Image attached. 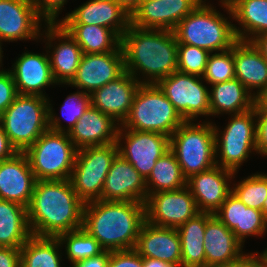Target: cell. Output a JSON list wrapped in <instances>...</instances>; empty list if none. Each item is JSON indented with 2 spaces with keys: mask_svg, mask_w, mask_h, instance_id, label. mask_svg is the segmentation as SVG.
<instances>
[{
  "mask_svg": "<svg viewBox=\"0 0 267 267\" xmlns=\"http://www.w3.org/2000/svg\"><path fill=\"white\" fill-rule=\"evenodd\" d=\"M209 52L187 44H178L177 71L197 76L203 75Z\"/></svg>",
  "mask_w": 267,
  "mask_h": 267,
  "instance_id": "obj_40",
  "label": "cell"
},
{
  "mask_svg": "<svg viewBox=\"0 0 267 267\" xmlns=\"http://www.w3.org/2000/svg\"><path fill=\"white\" fill-rule=\"evenodd\" d=\"M18 92L9 69L0 72V115L12 104Z\"/></svg>",
  "mask_w": 267,
  "mask_h": 267,
  "instance_id": "obj_43",
  "label": "cell"
},
{
  "mask_svg": "<svg viewBox=\"0 0 267 267\" xmlns=\"http://www.w3.org/2000/svg\"><path fill=\"white\" fill-rule=\"evenodd\" d=\"M0 125L17 152H24L48 128V98L18 94L0 115Z\"/></svg>",
  "mask_w": 267,
  "mask_h": 267,
  "instance_id": "obj_7",
  "label": "cell"
},
{
  "mask_svg": "<svg viewBox=\"0 0 267 267\" xmlns=\"http://www.w3.org/2000/svg\"><path fill=\"white\" fill-rule=\"evenodd\" d=\"M61 246H65L64 254L70 264L96 256L104 251L96 238L84 228L60 234L57 237Z\"/></svg>",
  "mask_w": 267,
  "mask_h": 267,
  "instance_id": "obj_37",
  "label": "cell"
},
{
  "mask_svg": "<svg viewBox=\"0 0 267 267\" xmlns=\"http://www.w3.org/2000/svg\"><path fill=\"white\" fill-rule=\"evenodd\" d=\"M210 116L238 114L255 107L256 97L237 78L210 85Z\"/></svg>",
  "mask_w": 267,
  "mask_h": 267,
  "instance_id": "obj_29",
  "label": "cell"
},
{
  "mask_svg": "<svg viewBox=\"0 0 267 267\" xmlns=\"http://www.w3.org/2000/svg\"><path fill=\"white\" fill-rule=\"evenodd\" d=\"M232 183V193L245 206L262 211L267 198V173L256 172Z\"/></svg>",
  "mask_w": 267,
  "mask_h": 267,
  "instance_id": "obj_38",
  "label": "cell"
},
{
  "mask_svg": "<svg viewBox=\"0 0 267 267\" xmlns=\"http://www.w3.org/2000/svg\"><path fill=\"white\" fill-rule=\"evenodd\" d=\"M50 99L48 98V128L49 130L69 133L74 125L81 118L83 113L91 106V96L82 90L77 89V92L70 93L63 104L60 106L61 116L67 125H63L60 117L53 110ZM63 126V127H62Z\"/></svg>",
  "mask_w": 267,
  "mask_h": 267,
  "instance_id": "obj_36",
  "label": "cell"
},
{
  "mask_svg": "<svg viewBox=\"0 0 267 267\" xmlns=\"http://www.w3.org/2000/svg\"><path fill=\"white\" fill-rule=\"evenodd\" d=\"M2 44H3V43L0 41V72L3 71V70H5V69L2 67V65H3V64H2V63H3L2 58H3V56H4V55H3V52H4V51H3V49H2V48H3V47H2V46H3ZM1 67H2V68H1Z\"/></svg>",
  "mask_w": 267,
  "mask_h": 267,
  "instance_id": "obj_52",
  "label": "cell"
},
{
  "mask_svg": "<svg viewBox=\"0 0 267 267\" xmlns=\"http://www.w3.org/2000/svg\"><path fill=\"white\" fill-rule=\"evenodd\" d=\"M201 76L178 71L159 80L156 85L185 121L210 116L209 89Z\"/></svg>",
  "mask_w": 267,
  "mask_h": 267,
  "instance_id": "obj_11",
  "label": "cell"
},
{
  "mask_svg": "<svg viewBox=\"0 0 267 267\" xmlns=\"http://www.w3.org/2000/svg\"><path fill=\"white\" fill-rule=\"evenodd\" d=\"M202 0H144L130 15V25L174 31Z\"/></svg>",
  "mask_w": 267,
  "mask_h": 267,
  "instance_id": "obj_18",
  "label": "cell"
},
{
  "mask_svg": "<svg viewBox=\"0 0 267 267\" xmlns=\"http://www.w3.org/2000/svg\"><path fill=\"white\" fill-rule=\"evenodd\" d=\"M60 248L57 237L32 235L20 248V267H62Z\"/></svg>",
  "mask_w": 267,
  "mask_h": 267,
  "instance_id": "obj_34",
  "label": "cell"
},
{
  "mask_svg": "<svg viewBox=\"0 0 267 267\" xmlns=\"http://www.w3.org/2000/svg\"><path fill=\"white\" fill-rule=\"evenodd\" d=\"M238 40L252 42L267 32V0H228Z\"/></svg>",
  "mask_w": 267,
  "mask_h": 267,
  "instance_id": "obj_30",
  "label": "cell"
},
{
  "mask_svg": "<svg viewBox=\"0 0 267 267\" xmlns=\"http://www.w3.org/2000/svg\"><path fill=\"white\" fill-rule=\"evenodd\" d=\"M125 72L122 51H112L103 54H84L81 57L75 76L68 84L87 94H92L108 82L117 79Z\"/></svg>",
  "mask_w": 267,
  "mask_h": 267,
  "instance_id": "obj_16",
  "label": "cell"
},
{
  "mask_svg": "<svg viewBox=\"0 0 267 267\" xmlns=\"http://www.w3.org/2000/svg\"><path fill=\"white\" fill-rule=\"evenodd\" d=\"M265 105H267V90L259 98Z\"/></svg>",
  "mask_w": 267,
  "mask_h": 267,
  "instance_id": "obj_54",
  "label": "cell"
},
{
  "mask_svg": "<svg viewBox=\"0 0 267 267\" xmlns=\"http://www.w3.org/2000/svg\"><path fill=\"white\" fill-rule=\"evenodd\" d=\"M120 124L92 105L68 133L77 149L116 143Z\"/></svg>",
  "mask_w": 267,
  "mask_h": 267,
  "instance_id": "obj_26",
  "label": "cell"
},
{
  "mask_svg": "<svg viewBox=\"0 0 267 267\" xmlns=\"http://www.w3.org/2000/svg\"><path fill=\"white\" fill-rule=\"evenodd\" d=\"M214 215L243 245L246 238L264 236L267 232V221L262 211L245 206L233 193Z\"/></svg>",
  "mask_w": 267,
  "mask_h": 267,
  "instance_id": "obj_25",
  "label": "cell"
},
{
  "mask_svg": "<svg viewBox=\"0 0 267 267\" xmlns=\"http://www.w3.org/2000/svg\"><path fill=\"white\" fill-rule=\"evenodd\" d=\"M78 149L68 133L47 130L24 153L36 180L70 179Z\"/></svg>",
  "mask_w": 267,
  "mask_h": 267,
  "instance_id": "obj_8",
  "label": "cell"
},
{
  "mask_svg": "<svg viewBox=\"0 0 267 267\" xmlns=\"http://www.w3.org/2000/svg\"><path fill=\"white\" fill-rule=\"evenodd\" d=\"M108 267H144L143 257L134 249L111 251Z\"/></svg>",
  "mask_w": 267,
  "mask_h": 267,
  "instance_id": "obj_44",
  "label": "cell"
},
{
  "mask_svg": "<svg viewBox=\"0 0 267 267\" xmlns=\"http://www.w3.org/2000/svg\"><path fill=\"white\" fill-rule=\"evenodd\" d=\"M119 4L129 15L144 1V0H113Z\"/></svg>",
  "mask_w": 267,
  "mask_h": 267,
  "instance_id": "obj_49",
  "label": "cell"
},
{
  "mask_svg": "<svg viewBox=\"0 0 267 267\" xmlns=\"http://www.w3.org/2000/svg\"><path fill=\"white\" fill-rule=\"evenodd\" d=\"M140 85L139 81L125 71L117 79L90 94L91 105L121 125L129 115Z\"/></svg>",
  "mask_w": 267,
  "mask_h": 267,
  "instance_id": "obj_23",
  "label": "cell"
},
{
  "mask_svg": "<svg viewBox=\"0 0 267 267\" xmlns=\"http://www.w3.org/2000/svg\"><path fill=\"white\" fill-rule=\"evenodd\" d=\"M252 42L262 52V55L267 58V32L259 35Z\"/></svg>",
  "mask_w": 267,
  "mask_h": 267,
  "instance_id": "obj_50",
  "label": "cell"
},
{
  "mask_svg": "<svg viewBox=\"0 0 267 267\" xmlns=\"http://www.w3.org/2000/svg\"><path fill=\"white\" fill-rule=\"evenodd\" d=\"M42 24L46 23L37 14L30 0H0V41L2 43L18 40L41 41Z\"/></svg>",
  "mask_w": 267,
  "mask_h": 267,
  "instance_id": "obj_15",
  "label": "cell"
},
{
  "mask_svg": "<svg viewBox=\"0 0 267 267\" xmlns=\"http://www.w3.org/2000/svg\"><path fill=\"white\" fill-rule=\"evenodd\" d=\"M66 14L61 25L103 26L120 38L130 25V15L113 0H89Z\"/></svg>",
  "mask_w": 267,
  "mask_h": 267,
  "instance_id": "obj_20",
  "label": "cell"
},
{
  "mask_svg": "<svg viewBox=\"0 0 267 267\" xmlns=\"http://www.w3.org/2000/svg\"><path fill=\"white\" fill-rule=\"evenodd\" d=\"M0 267H20V248L0 247Z\"/></svg>",
  "mask_w": 267,
  "mask_h": 267,
  "instance_id": "obj_46",
  "label": "cell"
},
{
  "mask_svg": "<svg viewBox=\"0 0 267 267\" xmlns=\"http://www.w3.org/2000/svg\"><path fill=\"white\" fill-rule=\"evenodd\" d=\"M19 56L9 69L18 94L49 98L44 89L58 83L53 78L47 50L46 53L26 51Z\"/></svg>",
  "mask_w": 267,
  "mask_h": 267,
  "instance_id": "obj_19",
  "label": "cell"
},
{
  "mask_svg": "<svg viewBox=\"0 0 267 267\" xmlns=\"http://www.w3.org/2000/svg\"><path fill=\"white\" fill-rule=\"evenodd\" d=\"M120 46L125 71L141 84H156L177 71L178 42L174 31L129 25Z\"/></svg>",
  "mask_w": 267,
  "mask_h": 267,
  "instance_id": "obj_2",
  "label": "cell"
},
{
  "mask_svg": "<svg viewBox=\"0 0 267 267\" xmlns=\"http://www.w3.org/2000/svg\"><path fill=\"white\" fill-rule=\"evenodd\" d=\"M110 252L111 251L104 250L96 256L77 261L69 267H108Z\"/></svg>",
  "mask_w": 267,
  "mask_h": 267,
  "instance_id": "obj_47",
  "label": "cell"
},
{
  "mask_svg": "<svg viewBox=\"0 0 267 267\" xmlns=\"http://www.w3.org/2000/svg\"><path fill=\"white\" fill-rule=\"evenodd\" d=\"M31 236L27 208L0 199V247L21 248Z\"/></svg>",
  "mask_w": 267,
  "mask_h": 267,
  "instance_id": "obj_31",
  "label": "cell"
},
{
  "mask_svg": "<svg viewBox=\"0 0 267 267\" xmlns=\"http://www.w3.org/2000/svg\"><path fill=\"white\" fill-rule=\"evenodd\" d=\"M262 213L263 216L265 218V220L267 221V198L265 199L264 205H263V209H262Z\"/></svg>",
  "mask_w": 267,
  "mask_h": 267,
  "instance_id": "obj_53",
  "label": "cell"
},
{
  "mask_svg": "<svg viewBox=\"0 0 267 267\" xmlns=\"http://www.w3.org/2000/svg\"><path fill=\"white\" fill-rule=\"evenodd\" d=\"M206 223L207 212H200L177 228L181 241V267H205Z\"/></svg>",
  "mask_w": 267,
  "mask_h": 267,
  "instance_id": "obj_32",
  "label": "cell"
},
{
  "mask_svg": "<svg viewBox=\"0 0 267 267\" xmlns=\"http://www.w3.org/2000/svg\"><path fill=\"white\" fill-rule=\"evenodd\" d=\"M185 120L156 84H141L135 94L124 129L158 132L170 137Z\"/></svg>",
  "mask_w": 267,
  "mask_h": 267,
  "instance_id": "obj_6",
  "label": "cell"
},
{
  "mask_svg": "<svg viewBox=\"0 0 267 267\" xmlns=\"http://www.w3.org/2000/svg\"><path fill=\"white\" fill-rule=\"evenodd\" d=\"M116 144L118 154L146 180L156 161L169 150L170 137L158 132L129 130L119 126Z\"/></svg>",
  "mask_w": 267,
  "mask_h": 267,
  "instance_id": "obj_12",
  "label": "cell"
},
{
  "mask_svg": "<svg viewBox=\"0 0 267 267\" xmlns=\"http://www.w3.org/2000/svg\"><path fill=\"white\" fill-rule=\"evenodd\" d=\"M144 267H181L174 264L160 261L159 259L143 258Z\"/></svg>",
  "mask_w": 267,
  "mask_h": 267,
  "instance_id": "obj_51",
  "label": "cell"
},
{
  "mask_svg": "<svg viewBox=\"0 0 267 267\" xmlns=\"http://www.w3.org/2000/svg\"><path fill=\"white\" fill-rule=\"evenodd\" d=\"M146 199V180L132 164L118 154L105 178L102 200L145 203Z\"/></svg>",
  "mask_w": 267,
  "mask_h": 267,
  "instance_id": "obj_21",
  "label": "cell"
},
{
  "mask_svg": "<svg viewBox=\"0 0 267 267\" xmlns=\"http://www.w3.org/2000/svg\"><path fill=\"white\" fill-rule=\"evenodd\" d=\"M181 167L169 149L157 161L146 179L147 196L160 191L177 190L186 186Z\"/></svg>",
  "mask_w": 267,
  "mask_h": 267,
  "instance_id": "obj_35",
  "label": "cell"
},
{
  "mask_svg": "<svg viewBox=\"0 0 267 267\" xmlns=\"http://www.w3.org/2000/svg\"><path fill=\"white\" fill-rule=\"evenodd\" d=\"M260 256H267V248L260 253Z\"/></svg>",
  "mask_w": 267,
  "mask_h": 267,
  "instance_id": "obj_56",
  "label": "cell"
},
{
  "mask_svg": "<svg viewBox=\"0 0 267 267\" xmlns=\"http://www.w3.org/2000/svg\"><path fill=\"white\" fill-rule=\"evenodd\" d=\"M36 179L24 152L0 161V199L29 206Z\"/></svg>",
  "mask_w": 267,
  "mask_h": 267,
  "instance_id": "obj_22",
  "label": "cell"
},
{
  "mask_svg": "<svg viewBox=\"0 0 267 267\" xmlns=\"http://www.w3.org/2000/svg\"><path fill=\"white\" fill-rule=\"evenodd\" d=\"M144 204L146 221L160 227L177 229L200 213L187 186L151 194Z\"/></svg>",
  "mask_w": 267,
  "mask_h": 267,
  "instance_id": "obj_13",
  "label": "cell"
},
{
  "mask_svg": "<svg viewBox=\"0 0 267 267\" xmlns=\"http://www.w3.org/2000/svg\"><path fill=\"white\" fill-rule=\"evenodd\" d=\"M183 176L206 171L216 165L213 122L184 121L170 136V148Z\"/></svg>",
  "mask_w": 267,
  "mask_h": 267,
  "instance_id": "obj_5",
  "label": "cell"
},
{
  "mask_svg": "<svg viewBox=\"0 0 267 267\" xmlns=\"http://www.w3.org/2000/svg\"><path fill=\"white\" fill-rule=\"evenodd\" d=\"M213 267H261L259 252L245 253V251L235 260Z\"/></svg>",
  "mask_w": 267,
  "mask_h": 267,
  "instance_id": "obj_45",
  "label": "cell"
},
{
  "mask_svg": "<svg viewBox=\"0 0 267 267\" xmlns=\"http://www.w3.org/2000/svg\"><path fill=\"white\" fill-rule=\"evenodd\" d=\"M202 78L208 85L235 78L233 46L229 50L209 54Z\"/></svg>",
  "mask_w": 267,
  "mask_h": 267,
  "instance_id": "obj_39",
  "label": "cell"
},
{
  "mask_svg": "<svg viewBox=\"0 0 267 267\" xmlns=\"http://www.w3.org/2000/svg\"><path fill=\"white\" fill-rule=\"evenodd\" d=\"M84 206L70 179L36 180L27 207L32 235L58 237L83 228Z\"/></svg>",
  "mask_w": 267,
  "mask_h": 267,
  "instance_id": "obj_1",
  "label": "cell"
},
{
  "mask_svg": "<svg viewBox=\"0 0 267 267\" xmlns=\"http://www.w3.org/2000/svg\"><path fill=\"white\" fill-rule=\"evenodd\" d=\"M219 3L229 16L225 17L216 6L202 0L174 29L178 44L196 46L209 53L231 49L238 41L234 24L230 21L233 19L232 10L227 1L219 0Z\"/></svg>",
  "mask_w": 267,
  "mask_h": 267,
  "instance_id": "obj_4",
  "label": "cell"
},
{
  "mask_svg": "<svg viewBox=\"0 0 267 267\" xmlns=\"http://www.w3.org/2000/svg\"><path fill=\"white\" fill-rule=\"evenodd\" d=\"M134 250L143 258L181 266V241L176 228L155 226L145 221Z\"/></svg>",
  "mask_w": 267,
  "mask_h": 267,
  "instance_id": "obj_24",
  "label": "cell"
},
{
  "mask_svg": "<svg viewBox=\"0 0 267 267\" xmlns=\"http://www.w3.org/2000/svg\"><path fill=\"white\" fill-rule=\"evenodd\" d=\"M261 267H267V256H260Z\"/></svg>",
  "mask_w": 267,
  "mask_h": 267,
  "instance_id": "obj_55",
  "label": "cell"
},
{
  "mask_svg": "<svg viewBox=\"0 0 267 267\" xmlns=\"http://www.w3.org/2000/svg\"><path fill=\"white\" fill-rule=\"evenodd\" d=\"M35 7L37 14L45 21V23H59L58 19L63 6L68 0H30Z\"/></svg>",
  "mask_w": 267,
  "mask_h": 267,
  "instance_id": "obj_42",
  "label": "cell"
},
{
  "mask_svg": "<svg viewBox=\"0 0 267 267\" xmlns=\"http://www.w3.org/2000/svg\"><path fill=\"white\" fill-rule=\"evenodd\" d=\"M233 59L235 78L260 98L267 90V59L253 42L241 40L233 45Z\"/></svg>",
  "mask_w": 267,
  "mask_h": 267,
  "instance_id": "obj_27",
  "label": "cell"
},
{
  "mask_svg": "<svg viewBox=\"0 0 267 267\" xmlns=\"http://www.w3.org/2000/svg\"><path fill=\"white\" fill-rule=\"evenodd\" d=\"M205 267L235 260L243 253L244 245L214 214L207 212L204 234Z\"/></svg>",
  "mask_w": 267,
  "mask_h": 267,
  "instance_id": "obj_28",
  "label": "cell"
},
{
  "mask_svg": "<svg viewBox=\"0 0 267 267\" xmlns=\"http://www.w3.org/2000/svg\"><path fill=\"white\" fill-rule=\"evenodd\" d=\"M43 26L45 30L41 31L40 38H44L42 42L47 45L53 78L58 84H68L76 74L82 49L60 23H46Z\"/></svg>",
  "mask_w": 267,
  "mask_h": 267,
  "instance_id": "obj_14",
  "label": "cell"
},
{
  "mask_svg": "<svg viewBox=\"0 0 267 267\" xmlns=\"http://www.w3.org/2000/svg\"><path fill=\"white\" fill-rule=\"evenodd\" d=\"M229 116L223 131L213 123L216 165L236 173L253 152L257 154L255 107Z\"/></svg>",
  "mask_w": 267,
  "mask_h": 267,
  "instance_id": "obj_9",
  "label": "cell"
},
{
  "mask_svg": "<svg viewBox=\"0 0 267 267\" xmlns=\"http://www.w3.org/2000/svg\"><path fill=\"white\" fill-rule=\"evenodd\" d=\"M16 152V149L10 144L3 127L0 125V161L12 157Z\"/></svg>",
  "mask_w": 267,
  "mask_h": 267,
  "instance_id": "obj_48",
  "label": "cell"
},
{
  "mask_svg": "<svg viewBox=\"0 0 267 267\" xmlns=\"http://www.w3.org/2000/svg\"><path fill=\"white\" fill-rule=\"evenodd\" d=\"M84 54L122 51L121 38L111 29L96 25H62Z\"/></svg>",
  "mask_w": 267,
  "mask_h": 267,
  "instance_id": "obj_33",
  "label": "cell"
},
{
  "mask_svg": "<svg viewBox=\"0 0 267 267\" xmlns=\"http://www.w3.org/2000/svg\"><path fill=\"white\" fill-rule=\"evenodd\" d=\"M145 221L141 202L95 200L84 206L83 228L107 251L134 249Z\"/></svg>",
  "mask_w": 267,
  "mask_h": 267,
  "instance_id": "obj_3",
  "label": "cell"
},
{
  "mask_svg": "<svg viewBox=\"0 0 267 267\" xmlns=\"http://www.w3.org/2000/svg\"><path fill=\"white\" fill-rule=\"evenodd\" d=\"M117 155L116 143L78 149L70 181L84 203L102 200L105 178Z\"/></svg>",
  "mask_w": 267,
  "mask_h": 267,
  "instance_id": "obj_10",
  "label": "cell"
},
{
  "mask_svg": "<svg viewBox=\"0 0 267 267\" xmlns=\"http://www.w3.org/2000/svg\"><path fill=\"white\" fill-rule=\"evenodd\" d=\"M238 172L214 167L194 174L186 180V186L189 188L195 199L197 208L200 212H215L221 207L226 198L232 193V181ZM230 183V184H229Z\"/></svg>",
  "mask_w": 267,
  "mask_h": 267,
  "instance_id": "obj_17",
  "label": "cell"
},
{
  "mask_svg": "<svg viewBox=\"0 0 267 267\" xmlns=\"http://www.w3.org/2000/svg\"><path fill=\"white\" fill-rule=\"evenodd\" d=\"M257 155L267 156V105L259 98L255 103Z\"/></svg>",
  "mask_w": 267,
  "mask_h": 267,
  "instance_id": "obj_41",
  "label": "cell"
}]
</instances>
